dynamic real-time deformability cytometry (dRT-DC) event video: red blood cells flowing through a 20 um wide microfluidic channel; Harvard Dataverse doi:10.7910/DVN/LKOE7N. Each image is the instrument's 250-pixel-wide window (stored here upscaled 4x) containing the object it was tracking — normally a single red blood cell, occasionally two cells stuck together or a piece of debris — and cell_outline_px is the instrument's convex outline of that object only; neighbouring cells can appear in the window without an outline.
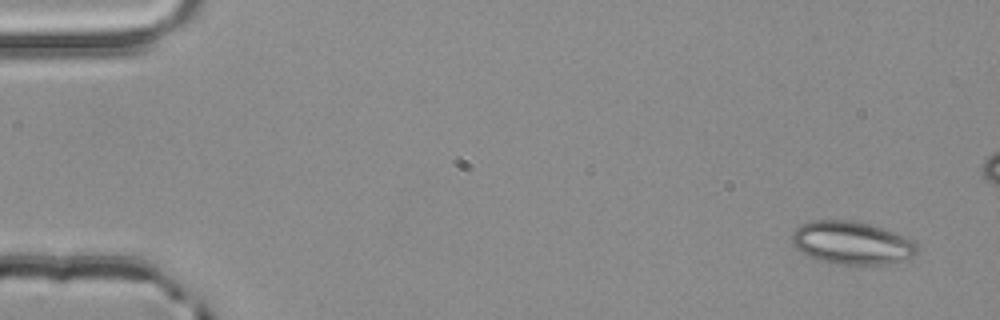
{"species": "common noctule bat (a hibernating species)", "species_latin": "Nyctalus noctula", "temperature_condition": "room temperature", "stored_images_in_passage": 56, "camera_frame_rate_fps": 3000, "um_per_image_px": 0.085, "animal": {"sex": "male", "body_mass_g": 20.4}, "frame": {"image": 1, "passage_image": 3, "time_ms": 0.667, "image_size_px": [1000, 320], "cell_outline_px": [[916, 252], [908, 260], [884, 264], [844, 264], [820, 260], [804, 256], [792, 244], [792, 232], [800, 224], [812, 220], [852, 220], [868, 224], [904, 236], [912, 240], [916, 244]], "centroid_in_image_um": [72.35, 20.64], "position_along_channel_um": 12.7, "area_um2": 31.21}}
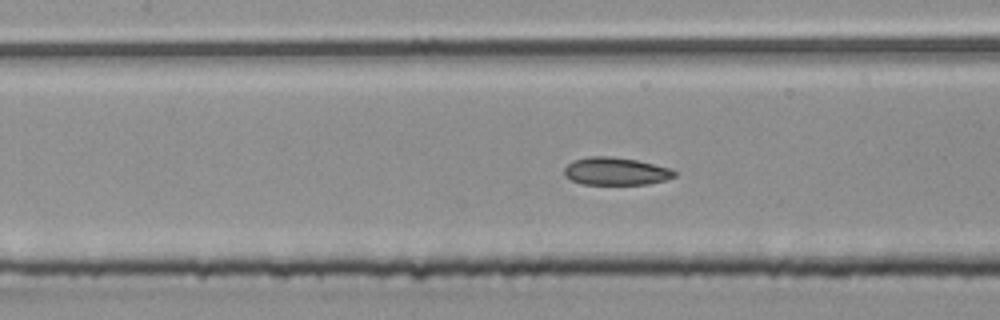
{"frame": {"image": 2, "passage_image": 25, "time_ms": 8.0, "image_size_px": [1000, 320], "cell_outline_px": [[676, 176], [664, 180], [648, 184], [580, 184], [572, 180], [564, 172], [564, 168], [568, 164], [576, 160], [588, 156], [608, 156], [636, 160], [672, 168], [676, 172]], "centroid_in_image_um": [52.37, 14.56], "position_along_channel_um": 155.0, "area_um2": 17.63}}
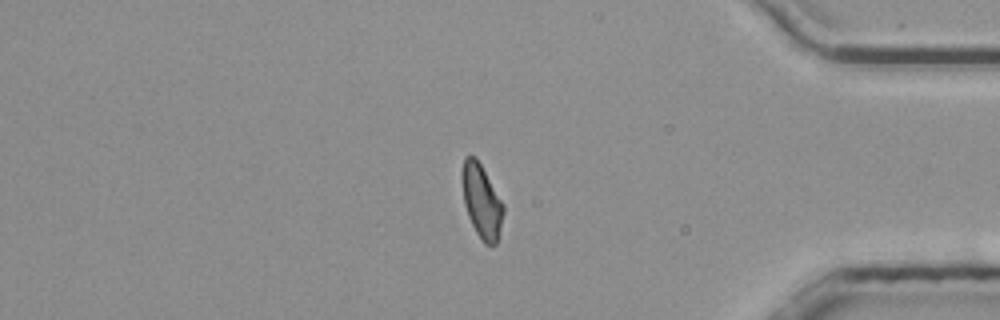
{"frame": {"image": 3, "passage_image": 46, "time_ms": 15.0, "image_size_px": [1000, 320], "cell_outline_px": [[504, 212], [496, 244], [492, 248], [484, 244], [476, 232], [468, 216], [464, 204], [460, 176], [460, 172], [464, 156], [476, 156], [504, 204]], "centroid_in_image_um": [40.91, 17.08], "position_along_channel_um": 394.3, "area_um2": 18.09}, "authors_computed_cell_mechanics": {"area_um2": 18.0914, "velocity_mm_per_s": 3.836, "shape_relaxation_time_tau1_ms": null, "shape_relaxation_time_tau2_ms": 2.0575, "deformation_change_tau1": null, "deformation_change_tau2": 0.0818}}